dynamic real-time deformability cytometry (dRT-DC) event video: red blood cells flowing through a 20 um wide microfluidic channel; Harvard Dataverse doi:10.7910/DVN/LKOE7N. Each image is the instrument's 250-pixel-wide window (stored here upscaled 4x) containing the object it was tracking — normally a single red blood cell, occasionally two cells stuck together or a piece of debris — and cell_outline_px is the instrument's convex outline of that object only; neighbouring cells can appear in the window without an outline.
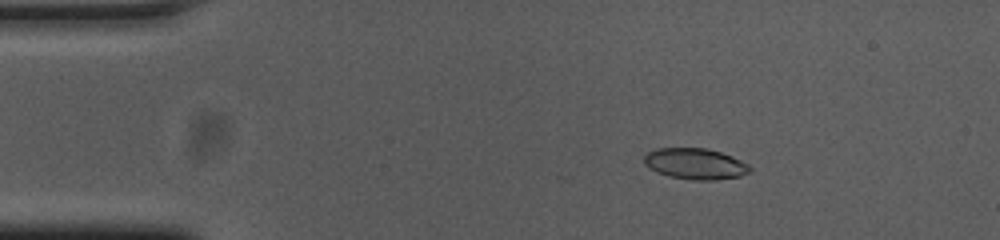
{"species": "common noctule bat (a hibernating species)", "species_latin": "Nyctalus noctula", "temperature_condition": "cold", "stored_images_in_passage": 55, "camera_frame_rate_fps": 3000, "um_per_image_px": 0.085, "animal": {"sex": "female", "body_mass_g": 23.0, "forearm_length_mm": 53.4}, "frame": {"image": 1, "passage_image": 9, "time_ms": 2.667, "image_size_px": [1000, 240], "cell_outline_px": [[752, 168], [748, 172], [740, 176], [712, 180], [692, 180], [668, 176], [656, 172], [644, 164], [644, 156], [648, 152], [656, 148], [708, 148], [732, 156], [748, 164]], "centroid_in_image_um": [59.08, 13.92], "position_along_channel_um": 25.9, "area_um2": 19.13}}
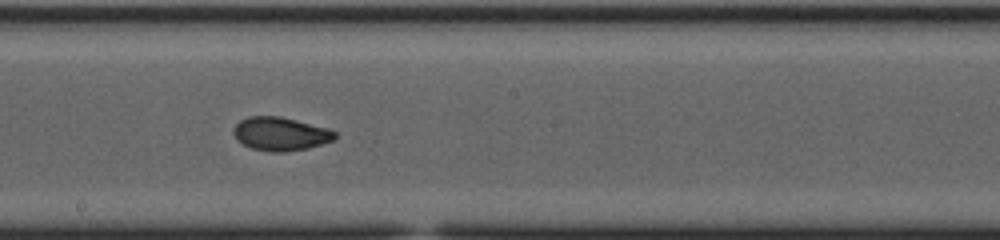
{"frame": {"image": 2, "passage_image": 30, "time_ms": 9.667, "image_size_px": [1000, 240], "cell_outline_px": [[336, 136], [332, 140], [308, 148], [284, 152], [272, 152], [252, 148], [244, 144], [232, 132], [236, 124], [240, 120], [248, 116], [280, 116], [328, 128], [336, 132]], "centroid_in_image_um": [23.84, 11.37], "position_along_channel_um": 224.4, "area_um2": 19.54}}
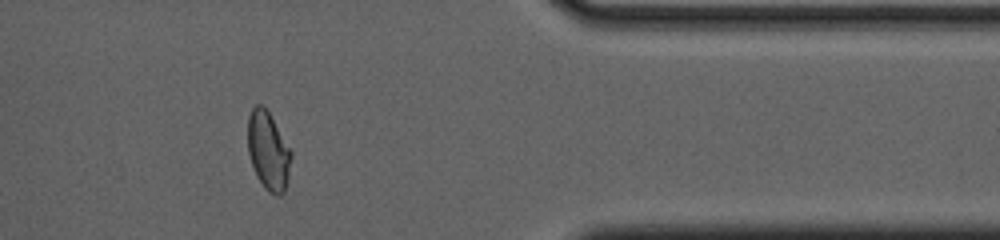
{"frame": {"image": 3, "passage_image": 45, "time_ms": 14.667, "image_size_px": [1000, 240], "cell_outline_px": [[292, 156], [288, 176], [284, 192], [280, 196], [276, 196], [268, 192], [264, 188], [256, 176], [248, 152], [248, 116], [252, 108], [256, 104], [260, 104], [268, 112], [292, 152]], "centroid_in_image_um": [22.79, 12.86], "position_along_channel_um": 388.6, "area_um2": 19.65}, "authors_computed_cell_mechanics": {"area_um2": 19.363, "velocity_mm_per_s": 3.7317, "shape_relaxation_time_tau1_ms": 7.6846, "shape_relaxation_time_tau2_ms": 1.4208, "deformation_change_tau1": 0.1997, "deformation_change_tau2": 0.0514}}